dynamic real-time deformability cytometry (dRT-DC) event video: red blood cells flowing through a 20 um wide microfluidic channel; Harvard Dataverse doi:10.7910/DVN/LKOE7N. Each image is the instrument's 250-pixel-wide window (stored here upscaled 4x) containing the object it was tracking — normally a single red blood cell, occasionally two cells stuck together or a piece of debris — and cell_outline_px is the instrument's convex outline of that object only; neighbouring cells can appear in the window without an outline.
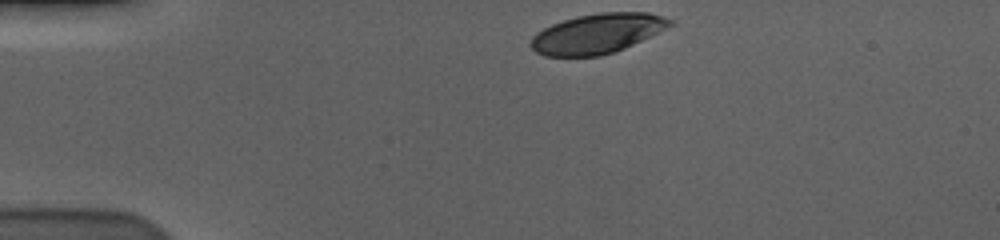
{"species": "human", "species_latin": "Homo sapiens", "temperature_condition": "cold", "stored_images_in_passage": 37, "camera_frame_rate_fps": 3000, "um_per_image_px": 0.085, "donor": {"sex": "male"}, "frame": {"image": 1, "passage_image": 1, "time_ms": 0.0, "image_size_px": [1000, 240], "cell_outline_px": [[672, 24], [624, 48], [600, 56], [544, 56], [536, 52], [528, 44], [532, 36], [536, 32], [552, 24], [576, 16], [600, 12], [648, 12], [664, 16], [672, 20]], "centroid_in_image_um": [50.7, 2.85], "position_along_channel_um": 34.3, "area_um2": 31.96}}
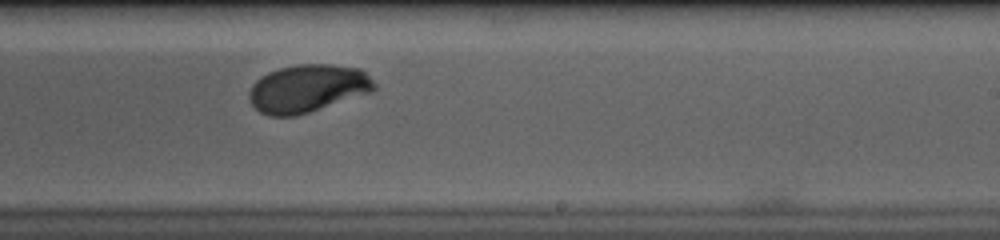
{"frame": {"image": 2, "passage_image": 25, "time_ms": 8.0, "image_size_px": [1000, 240], "cell_outline_px": [[376, 88], [372, 92], [296, 116], [268, 116], [260, 112], [248, 100], [248, 92], [252, 84], [260, 76], [268, 72], [280, 68], [296, 64], [332, 64], [360, 68], [376, 84]], "centroid_in_image_um": [26.12, 7.51], "position_along_channel_um": 262.9, "area_um2": 35.03}}
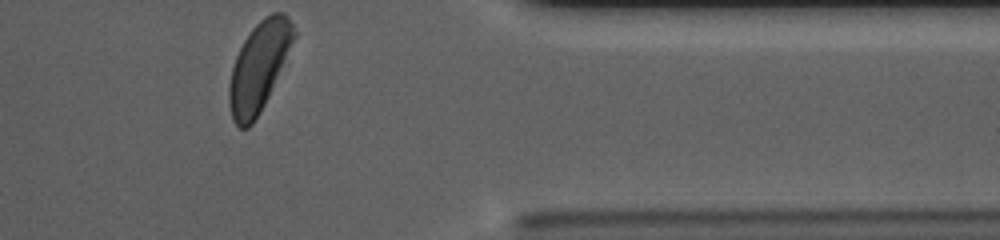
{"frame": {"image": 3, "passage_image": 37, "time_ms": 12.0, "image_size_px": [1000, 240], "cell_outline_px": [[296, 36], [268, 96], [260, 112], [252, 124], [248, 128], [240, 128], [232, 120], [228, 104], [228, 88], [232, 68], [236, 56], [244, 40], [252, 28], [264, 16], [272, 12], [284, 12], [288, 16], [296, 32]], "centroid_in_image_um": [21.99, 5.66], "position_along_channel_um": 389.4, "area_um2": 33.29}, "authors_computed_cell_mechanics": {"area_um2": 34.8534, "velocity_mm_per_s": 3.5348, "shape_relaxation_time_tau1_ms": 3.5086, "shape_relaxation_time_tau2_ms": null, "deformation_change_tau1": 0.1615, "deformation_change_tau2": null}}